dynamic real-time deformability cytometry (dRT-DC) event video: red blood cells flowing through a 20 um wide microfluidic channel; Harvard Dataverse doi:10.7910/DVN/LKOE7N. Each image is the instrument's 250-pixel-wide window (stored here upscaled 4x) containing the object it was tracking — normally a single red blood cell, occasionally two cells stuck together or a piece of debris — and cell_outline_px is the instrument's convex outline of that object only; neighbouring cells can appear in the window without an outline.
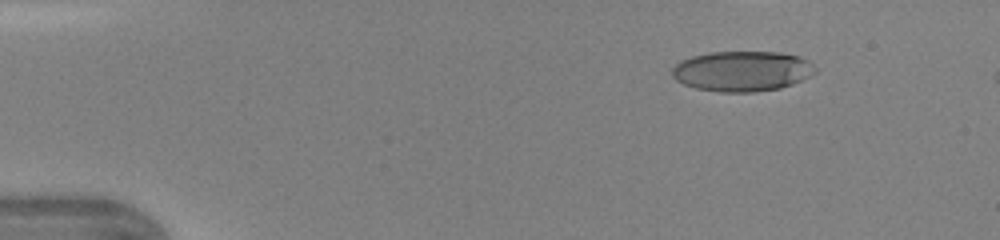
{"species": "human", "species_latin": "Homo sapiens", "temperature_condition": "warm", "stored_images_in_passage": 36, "camera_frame_rate_fps": 3000, "um_per_image_px": 0.085, "donor": {"sex": "female"}, "frame": {"image": 1, "passage_image": 6, "time_ms": 1.667, "image_size_px": [1000, 240], "cell_outline_px": [[816, 72], [792, 84], [780, 88], [752, 92], [720, 92], [696, 88], [684, 84], [676, 80], [672, 76], [672, 68], [680, 60], [692, 56], [708, 52], [780, 52], [800, 56], [808, 60], [816, 68]], "centroid_in_image_um": [63.07, 6.04], "position_along_channel_um": 21.9, "area_um2": 33.64}}